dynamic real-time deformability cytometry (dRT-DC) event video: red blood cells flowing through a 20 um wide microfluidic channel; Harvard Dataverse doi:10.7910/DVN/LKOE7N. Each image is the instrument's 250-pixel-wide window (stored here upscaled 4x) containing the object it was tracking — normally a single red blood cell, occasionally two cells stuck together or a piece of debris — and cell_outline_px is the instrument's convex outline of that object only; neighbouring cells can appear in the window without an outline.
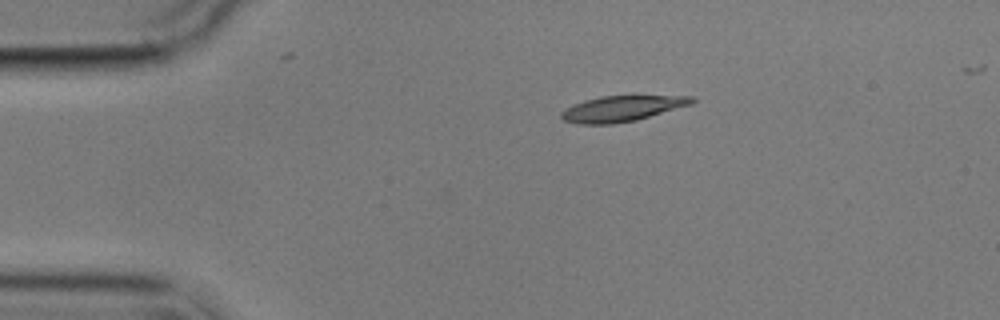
{"species": "common noctule bat (a hibernating species)", "species_latin": "Nyctalus noctula", "temperature_condition": "cold", "stored_images_in_passage": 4, "camera_frame_rate_fps": 3000, "um_per_image_px": 0.085, "animal": {"sex": "male", "body_mass_g": 17.9}, "frame": {"image": 1, "passage_image": 1, "time_ms": 0.0, "image_size_px": [1000, 320], "cell_outline_px": [[696, 100], [692, 104], [636, 120], [612, 124], [580, 124], [564, 120], [560, 116], [560, 112], [564, 108], [572, 104], [584, 100], [600, 96], [632, 92], [636, 92], [696, 96]], "centroid_in_image_um": [52.96, 9.14], "position_along_channel_um": 32.0, "area_um2": 20.98}}
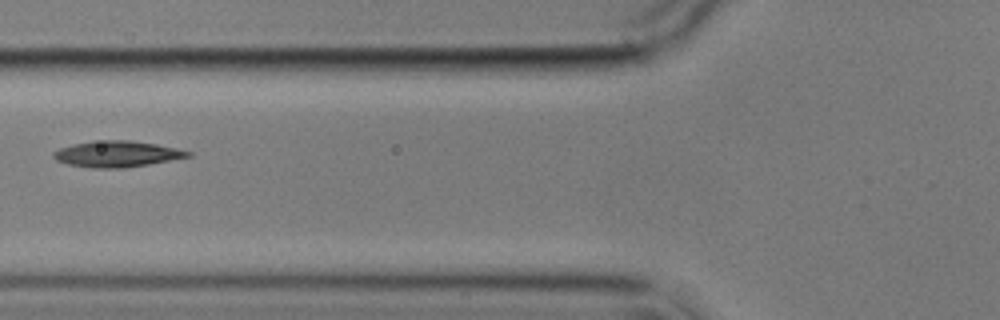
{"frame": {"image": 2, "passage_image": 4, "time_ms": 3.667, "image_size_px": [1000, 320], "cell_outline_px": [[192, 156], [148, 164], [124, 168], [92, 168], [68, 164], [56, 160], [52, 156], [52, 152], [60, 148], [72, 144], [92, 140], [128, 140], [156, 144], [176, 148], [192, 152]], "centroid_in_image_um": [9.91, 13.08], "position_along_channel_um": 115.9, "area_um2": 20.46}}